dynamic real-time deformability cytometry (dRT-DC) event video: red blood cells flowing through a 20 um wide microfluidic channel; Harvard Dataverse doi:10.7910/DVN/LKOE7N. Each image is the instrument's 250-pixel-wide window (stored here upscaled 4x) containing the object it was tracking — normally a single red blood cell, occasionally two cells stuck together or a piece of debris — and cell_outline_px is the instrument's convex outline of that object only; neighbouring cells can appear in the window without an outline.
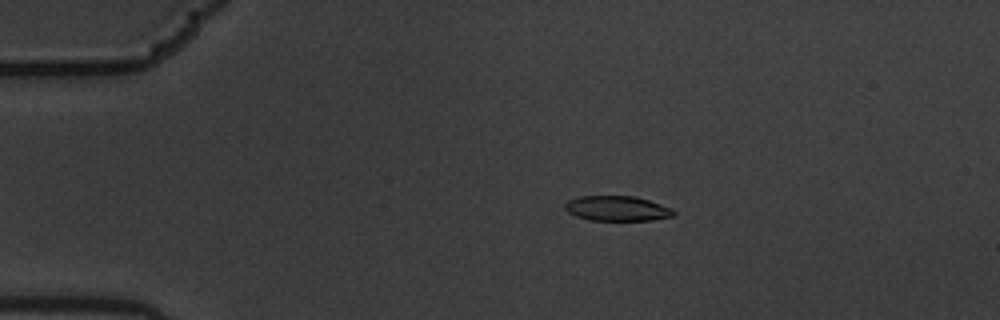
{"species": "common noctule bat (a hibernating species)", "species_latin": "Nyctalus noctula", "temperature_condition": "warm", "stored_images_in_passage": 15, "camera_frame_rate_fps": 3000, "um_per_image_px": 0.085, "animal": {"sex": "male", "body_mass_g": 19.5, "forearm_length_mm": 54.6}, "frame": {"image": 1, "passage_image": 3, "time_ms": 0.667, "image_size_px": [1000, 320], "cell_outline_px": [[676, 212], [672, 216], [652, 220], [588, 220], [576, 216], [568, 212], [564, 208], [564, 204], [568, 200], [580, 196], [636, 196], [672, 208]], "centroid_in_image_um": [52.43, 17.71], "position_along_channel_um": 32.6, "area_um2": 15.84}}
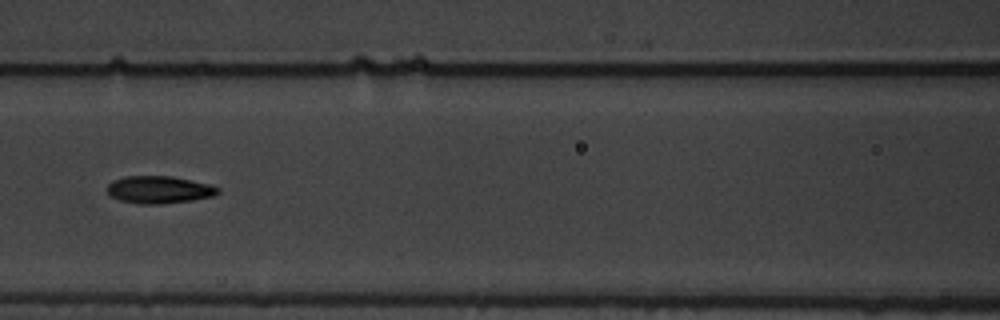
{"frame": {"image": 2, "passage_image": 7, "time_ms": 2.0, "image_size_px": [1000, 320], "cell_outline_px": [[220, 192], [216, 196], [192, 200], [156, 204], [140, 204], [120, 200], [108, 196], [108, 184], [112, 180], [124, 176], [172, 176], [208, 184], [220, 188]], "centroid_in_image_um": [13.51, 16.12], "position_along_channel_um": 153.1, "area_um2": 17.74}}
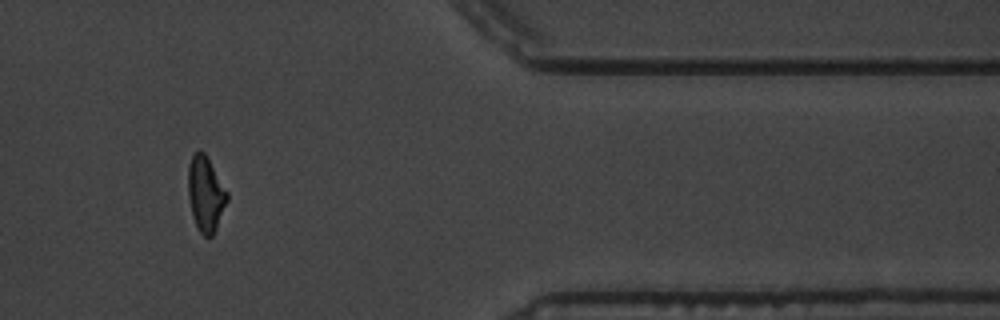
{"frame": {"image": 3, "passage_image": 13, "time_ms": 4.0, "image_size_px": [1000, 320], "cell_outline_px": [[228, 200], [216, 228], [212, 236], [204, 236], [200, 232], [192, 216], [188, 196], [188, 164], [192, 156], [196, 152], [204, 152], [228, 192]], "centroid_in_image_um": [17.47, 16.49], "position_along_channel_um": 393.9, "area_um2": 16.88}}